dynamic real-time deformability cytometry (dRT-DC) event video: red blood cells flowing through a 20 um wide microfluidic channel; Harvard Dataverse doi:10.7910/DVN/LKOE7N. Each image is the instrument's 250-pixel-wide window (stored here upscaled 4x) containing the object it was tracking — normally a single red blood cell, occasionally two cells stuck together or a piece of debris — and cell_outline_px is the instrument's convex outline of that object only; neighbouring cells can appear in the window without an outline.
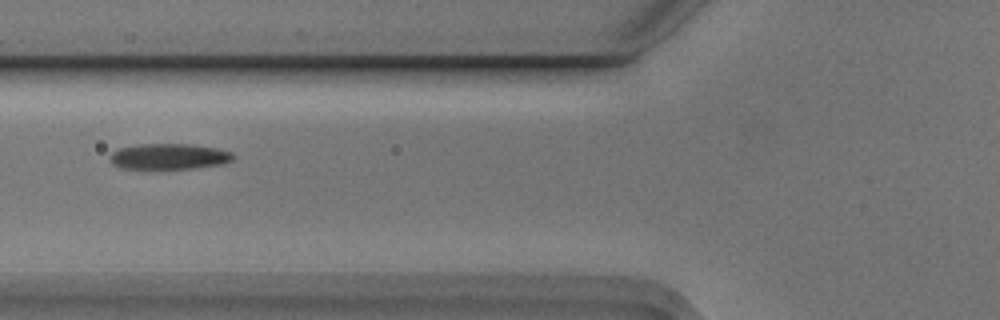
{"species": "Egyptian fruit bat (a non-hibernating species)", "species_latin": "Rousettus aegyptiacus", "temperature_condition": "cold", "stored_images_in_passage": 2, "camera_frame_rate_fps": 3000, "um_per_image_px": 0.085, "animal": {"sex": "male"}, "frame": {"image": 1, "passage_image": 2, "time_ms": 0.333, "image_size_px": [1000, 320], "cell_outline_px": [[236, 156], [232, 160], [224, 164], [192, 168], [120, 168], [112, 164], [108, 156], [112, 152], [120, 148], [136, 144], [192, 144], [216, 148], [232, 152]], "centroid_in_image_um": [14.37, 13.29], "position_along_channel_um": 111.4, "area_um2": 18.55}}